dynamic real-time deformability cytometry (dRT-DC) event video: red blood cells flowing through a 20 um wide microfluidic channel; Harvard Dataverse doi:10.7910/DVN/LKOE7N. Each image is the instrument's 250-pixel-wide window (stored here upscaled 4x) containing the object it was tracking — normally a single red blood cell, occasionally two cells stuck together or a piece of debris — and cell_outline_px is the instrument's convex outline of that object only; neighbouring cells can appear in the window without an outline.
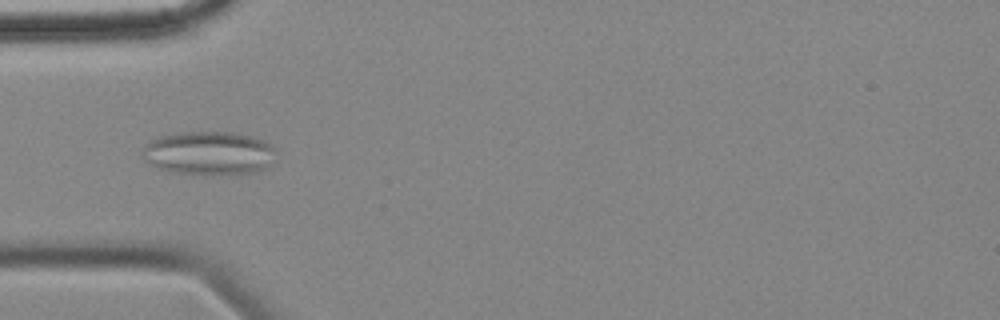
{"species": "common noctule bat (a hibernating species)", "species_latin": "Nyctalus noctula", "temperature_condition": "cold", "stored_images_in_passage": 5, "camera_frame_rate_fps": 3000, "um_per_image_px": 0.085, "animal": {"sex": "female", "body_mass_g": 18.4}, "frame": {"image": 1, "passage_image": 4, "time_ms": 4.333, "image_size_px": [1000, 320], "cell_outline_px": [[276, 148], [272, 164], [268, 168], [256, 172], [236, 176], [168, 172], [148, 164], [144, 160], [144, 148], [152, 140], [160, 136], [176, 132], [236, 132], [264, 140]], "centroid_in_image_um": [17.82, 13.04], "position_along_channel_um": 67.2, "area_um2": 34.62}}